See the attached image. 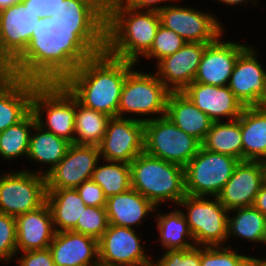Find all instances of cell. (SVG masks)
<instances>
[{
  "instance_id": "cell-1",
  "label": "cell",
  "mask_w": 266,
  "mask_h": 266,
  "mask_svg": "<svg viewBox=\"0 0 266 266\" xmlns=\"http://www.w3.org/2000/svg\"><path fill=\"white\" fill-rule=\"evenodd\" d=\"M135 66L97 43L70 48L53 75L81 105L117 117L124 80Z\"/></svg>"
},
{
  "instance_id": "cell-2",
  "label": "cell",
  "mask_w": 266,
  "mask_h": 266,
  "mask_svg": "<svg viewBox=\"0 0 266 266\" xmlns=\"http://www.w3.org/2000/svg\"><path fill=\"white\" fill-rule=\"evenodd\" d=\"M69 49L23 2L0 11V57L15 71L53 75Z\"/></svg>"
},
{
  "instance_id": "cell-3",
  "label": "cell",
  "mask_w": 266,
  "mask_h": 266,
  "mask_svg": "<svg viewBox=\"0 0 266 266\" xmlns=\"http://www.w3.org/2000/svg\"><path fill=\"white\" fill-rule=\"evenodd\" d=\"M161 24L157 11L136 10L122 0H106L98 16L97 43L111 56L139 65Z\"/></svg>"
},
{
  "instance_id": "cell-4",
  "label": "cell",
  "mask_w": 266,
  "mask_h": 266,
  "mask_svg": "<svg viewBox=\"0 0 266 266\" xmlns=\"http://www.w3.org/2000/svg\"><path fill=\"white\" fill-rule=\"evenodd\" d=\"M25 10L39 17L69 47L98 41V16L82 0H23Z\"/></svg>"
},
{
  "instance_id": "cell-5",
  "label": "cell",
  "mask_w": 266,
  "mask_h": 266,
  "mask_svg": "<svg viewBox=\"0 0 266 266\" xmlns=\"http://www.w3.org/2000/svg\"><path fill=\"white\" fill-rule=\"evenodd\" d=\"M130 168L131 188L156 207L168 203L173 208L186 196L183 166L143 152L130 163Z\"/></svg>"
},
{
  "instance_id": "cell-6",
  "label": "cell",
  "mask_w": 266,
  "mask_h": 266,
  "mask_svg": "<svg viewBox=\"0 0 266 266\" xmlns=\"http://www.w3.org/2000/svg\"><path fill=\"white\" fill-rule=\"evenodd\" d=\"M31 111L43 129L74 143L76 98L54 75H46L34 87Z\"/></svg>"
},
{
  "instance_id": "cell-7",
  "label": "cell",
  "mask_w": 266,
  "mask_h": 266,
  "mask_svg": "<svg viewBox=\"0 0 266 266\" xmlns=\"http://www.w3.org/2000/svg\"><path fill=\"white\" fill-rule=\"evenodd\" d=\"M137 67L136 65L124 80L117 117L145 123L166 115L167 99L171 91L155 72L147 73L140 66Z\"/></svg>"
},
{
  "instance_id": "cell-8",
  "label": "cell",
  "mask_w": 266,
  "mask_h": 266,
  "mask_svg": "<svg viewBox=\"0 0 266 266\" xmlns=\"http://www.w3.org/2000/svg\"><path fill=\"white\" fill-rule=\"evenodd\" d=\"M186 217L196 246H228L227 210L217 197L186 195L178 204Z\"/></svg>"
},
{
  "instance_id": "cell-9",
  "label": "cell",
  "mask_w": 266,
  "mask_h": 266,
  "mask_svg": "<svg viewBox=\"0 0 266 266\" xmlns=\"http://www.w3.org/2000/svg\"><path fill=\"white\" fill-rule=\"evenodd\" d=\"M239 160L225 154L199 148L184 167L186 195L217 197L228 182Z\"/></svg>"
},
{
  "instance_id": "cell-10",
  "label": "cell",
  "mask_w": 266,
  "mask_h": 266,
  "mask_svg": "<svg viewBox=\"0 0 266 266\" xmlns=\"http://www.w3.org/2000/svg\"><path fill=\"white\" fill-rule=\"evenodd\" d=\"M201 143L177 127L167 116L144 123V152L185 167Z\"/></svg>"
},
{
  "instance_id": "cell-11",
  "label": "cell",
  "mask_w": 266,
  "mask_h": 266,
  "mask_svg": "<svg viewBox=\"0 0 266 266\" xmlns=\"http://www.w3.org/2000/svg\"><path fill=\"white\" fill-rule=\"evenodd\" d=\"M0 173V213L17 217L46 201V177L26 170Z\"/></svg>"
},
{
  "instance_id": "cell-12",
  "label": "cell",
  "mask_w": 266,
  "mask_h": 266,
  "mask_svg": "<svg viewBox=\"0 0 266 266\" xmlns=\"http://www.w3.org/2000/svg\"><path fill=\"white\" fill-rule=\"evenodd\" d=\"M158 13L161 25L173 30L187 42L212 43L224 34L225 27L221 19L209 10L176 5L174 2Z\"/></svg>"
},
{
  "instance_id": "cell-13",
  "label": "cell",
  "mask_w": 266,
  "mask_h": 266,
  "mask_svg": "<svg viewBox=\"0 0 266 266\" xmlns=\"http://www.w3.org/2000/svg\"><path fill=\"white\" fill-rule=\"evenodd\" d=\"M136 229L109 224L98 239L100 266H152L153 257L147 254V240ZM144 244H143V242Z\"/></svg>"
},
{
  "instance_id": "cell-14",
  "label": "cell",
  "mask_w": 266,
  "mask_h": 266,
  "mask_svg": "<svg viewBox=\"0 0 266 266\" xmlns=\"http://www.w3.org/2000/svg\"><path fill=\"white\" fill-rule=\"evenodd\" d=\"M98 148L100 159L130 164L144 152V123L129 118L111 117Z\"/></svg>"
},
{
  "instance_id": "cell-15",
  "label": "cell",
  "mask_w": 266,
  "mask_h": 266,
  "mask_svg": "<svg viewBox=\"0 0 266 266\" xmlns=\"http://www.w3.org/2000/svg\"><path fill=\"white\" fill-rule=\"evenodd\" d=\"M250 44L237 58L228 87L244 107L260 106L266 97V69Z\"/></svg>"
},
{
  "instance_id": "cell-16",
  "label": "cell",
  "mask_w": 266,
  "mask_h": 266,
  "mask_svg": "<svg viewBox=\"0 0 266 266\" xmlns=\"http://www.w3.org/2000/svg\"><path fill=\"white\" fill-rule=\"evenodd\" d=\"M45 74L15 71L0 86V132L20 122L31 111L34 87Z\"/></svg>"
},
{
  "instance_id": "cell-17",
  "label": "cell",
  "mask_w": 266,
  "mask_h": 266,
  "mask_svg": "<svg viewBox=\"0 0 266 266\" xmlns=\"http://www.w3.org/2000/svg\"><path fill=\"white\" fill-rule=\"evenodd\" d=\"M99 160L97 146L72 143L64 158L45 176L46 190L78 187L91 179Z\"/></svg>"
},
{
  "instance_id": "cell-18",
  "label": "cell",
  "mask_w": 266,
  "mask_h": 266,
  "mask_svg": "<svg viewBox=\"0 0 266 266\" xmlns=\"http://www.w3.org/2000/svg\"><path fill=\"white\" fill-rule=\"evenodd\" d=\"M222 34L205 48L194 82L214 86H228L238 56L249 46L230 39L223 40Z\"/></svg>"
},
{
  "instance_id": "cell-19",
  "label": "cell",
  "mask_w": 266,
  "mask_h": 266,
  "mask_svg": "<svg viewBox=\"0 0 266 266\" xmlns=\"http://www.w3.org/2000/svg\"><path fill=\"white\" fill-rule=\"evenodd\" d=\"M208 44L186 42L177 52L160 60L154 72L171 92H182L193 82Z\"/></svg>"
},
{
  "instance_id": "cell-20",
  "label": "cell",
  "mask_w": 266,
  "mask_h": 266,
  "mask_svg": "<svg viewBox=\"0 0 266 266\" xmlns=\"http://www.w3.org/2000/svg\"><path fill=\"white\" fill-rule=\"evenodd\" d=\"M182 93L213 122L236 120L244 109V105L228 86H214L193 81Z\"/></svg>"
},
{
  "instance_id": "cell-21",
  "label": "cell",
  "mask_w": 266,
  "mask_h": 266,
  "mask_svg": "<svg viewBox=\"0 0 266 266\" xmlns=\"http://www.w3.org/2000/svg\"><path fill=\"white\" fill-rule=\"evenodd\" d=\"M263 182L260 161H239L217 198L227 210L253 206Z\"/></svg>"
},
{
  "instance_id": "cell-22",
  "label": "cell",
  "mask_w": 266,
  "mask_h": 266,
  "mask_svg": "<svg viewBox=\"0 0 266 266\" xmlns=\"http://www.w3.org/2000/svg\"><path fill=\"white\" fill-rule=\"evenodd\" d=\"M54 266H100L98 240L74 231L56 232L49 245Z\"/></svg>"
},
{
  "instance_id": "cell-23",
  "label": "cell",
  "mask_w": 266,
  "mask_h": 266,
  "mask_svg": "<svg viewBox=\"0 0 266 266\" xmlns=\"http://www.w3.org/2000/svg\"><path fill=\"white\" fill-rule=\"evenodd\" d=\"M15 221L17 253L49 248L56 231L46 201L37 209L15 217Z\"/></svg>"
},
{
  "instance_id": "cell-24",
  "label": "cell",
  "mask_w": 266,
  "mask_h": 266,
  "mask_svg": "<svg viewBox=\"0 0 266 266\" xmlns=\"http://www.w3.org/2000/svg\"><path fill=\"white\" fill-rule=\"evenodd\" d=\"M106 213L111 225L136 229L155 214L156 206L135 189L107 197ZM143 222V223H142Z\"/></svg>"
},
{
  "instance_id": "cell-25",
  "label": "cell",
  "mask_w": 266,
  "mask_h": 266,
  "mask_svg": "<svg viewBox=\"0 0 266 266\" xmlns=\"http://www.w3.org/2000/svg\"><path fill=\"white\" fill-rule=\"evenodd\" d=\"M70 145L69 141L56 136L35 123L30 136L26 160L29 159V161H32L31 163L35 162L38 165L40 163V167L35 170L28 168L23 170L46 176L64 158ZM45 166L48 169H42Z\"/></svg>"
},
{
  "instance_id": "cell-26",
  "label": "cell",
  "mask_w": 266,
  "mask_h": 266,
  "mask_svg": "<svg viewBox=\"0 0 266 266\" xmlns=\"http://www.w3.org/2000/svg\"><path fill=\"white\" fill-rule=\"evenodd\" d=\"M177 127L202 143L213 121L182 92H170L166 115Z\"/></svg>"
},
{
  "instance_id": "cell-27",
  "label": "cell",
  "mask_w": 266,
  "mask_h": 266,
  "mask_svg": "<svg viewBox=\"0 0 266 266\" xmlns=\"http://www.w3.org/2000/svg\"><path fill=\"white\" fill-rule=\"evenodd\" d=\"M242 161L266 157V111L260 106L244 107L241 112Z\"/></svg>"
},
{
  "instance_id": "cell-28",
  "label": "cell",
  "mask_w": 266,
  "mask_h": 266,
  "mask_svg": "<svg viewBox=\"0 0 266 266\" xmlns=\"http://www.w3.org/2000/svg\"><path fill=\"white\" fill-rule=\"evenodd\" d=\"M156 208L155 222L157 225L159 245L163 250L190 249L195 246L193 236L189 230L186 217L178 206L168 212H158ZM158 212V213H157ZM157 213V214H156Z\"/></svg>"
},
{
  "instance_id": "cell-29",
  "label": "cell",
  "mask_w": 266,
  "mask_h": 266,
  "mask_svg": "<svg viewBox=\"0 0 266 266\" xmlns=\"http://www.w3.org/2000/svg\"><path fill=\"white\" fill-rule=\"evenodd\" d=\"M46 202L56 232L71 231L86 209L76 188L46 190Z\"/></svg>"
},
{
  "instance_id": "cell-30",
  "label": "cell",
  "mask_w": 266,
  "mask_h": 266,
  "mask_svg": "<svg viewBox=\"0 0 266 266\" xmlns=\"http://www.w3.org/2000/svg\"><path fill=\"white\" fill-rule=\"evenodd\" d=\"M231 238L266 246V217L254 206L229 210L227 242Z\"/></svg>"
},
{
  "instance_id": "cell-31",
  "label": "cell",
  "mask_w": 266,
  "mask_h": 266,
  "mask_svg": "<svg viewBox=\"0 0 266 266\" xmlns=\"http://www.w3.org/2000/svg\"><path fill=\"white\" fill-rule=\"evenodd\" d=\"M201 146L242 161L241 115L236 120L213 122Z\"/></svg>"
},
{
  "instance_id": "cell-32",
  "label": "cell",
  "mask_w": 266,
  "mask_h": 266,
  "mask_svg": "<svg viewBox=\"0 0 266 266\" xmlns=\"http://www.w3.org/2000/svg\"><path fill=\"white\" fill-rule=\"evenodd\" d=\"M35 115L30 111L20 122L0 132V157L10 162L27 157Z\"/></svg>"
},
{
  "instance_id": "cell-33",
  "label": "cell",
  "mask_w": 266,
  "mask_h": 266,
  "mask_svg": "<svg viewBox=\"0 0 266 266\" xmlns=\"http://www.w3.org/2000/svg\"><path fill=\"white\" fill-rule=\"evenodd\" d=\"M111 117L81 105L76 100L74 143L99 146Z\"/></svg>"
},
{
  "instance_id": "cell-34",
  "label": "cell",
  "mask_w": 266,
  "mask_h": 266,
  "mask_svg": "<svg viewBox=\"0 0 266 266\" xmlns=\"http://www.w3.org/2000/svg\"><path fill=\"white\" fill-rule=\"evenodd\" d=\"M101 162L102 159L97 162L91 180L102 188L106 197L126 192L131 188L130 164L106 160Z\"/></svg>"
},
{
  "instance_id": "cell-35",
  "label": "cell",
  "mask_w": 266,
  "mask_h": 266,
  "mask_svg": "<svg viewBox=\"0 0 266 266\" xmlns=\"http://www.w3.org/2000/svg\"><path fill=\"white\" fill-rule=\"evenodd\" d=\"M238 250L233 246H201L200 266H244L251 255Z\"/></svg>"
},
{
  "instance_id": "cell-36",
  "label": "cell",
  "mask_w": 266,
  "mask_h": 266,
  "mask_svg": "<svg viewBox=\"0 0 266 266\" xmlns=\"http://www.w3.org/2000/svg\"><path fill=\"white\" fill-rule=\"evenodd\" d=\"M187 41L173 30L160 24L150 50L141 58L152 60L154 66L163 58L177 52Z\"/></svg>"
},
{
  "instance_id": "cell-37",
  "label": "cell",
  "mask_w": 266,
  "mask_h": 266,
  "mask_svg": "<svg viewBox=\"0 0 266 266\" xmlns=\"http://www.w3.org/2000/svg\"><path fill=\"white\" fill-rule=\"evenodd\" d=\"M109 223L105 207L86 206L76 226L71 230L99 239Z\"/></svg>"
},
{
  "instance_id": "cell-38",
  "label": "cell",
  "mask_w": 266,
  "mask_h": 266,
  "mask_svg": "<svg viewBox=\"0 0 266 266\" xmlns=\"http://www.w3.org/2000/svg\"><path fill=\"white\" fill-rule=\"evenodd\" d=\"M15 217L0 213V264H9L16 258Z\"/></svg>"
},
{
  "instance_id": "cell-39",
  "label": "cell",
  "mask_w": 266,
  "mask_h": 266,
  "mask_svg": "<svg viewBox=\"0 0 266 266\" xmlns=\"http://www.w3.org/2000/svg\"><path fill=\"white\" fill-rule=\"evenodd\" d=\"M201 246L190 249L166 250L152 261V266H200Z\"/></svg>"
},
{
  "instance_id": "cell-40",
  "label": "cell",
  "mask_w": 266,
  "mask_h": 266,
  "mask_svg": "<svg viewBox=\"0 0 266 266\" xmlns=\"http://www.w3.org/2000/svg\"><path fill=\"white\" fill-rule=\"evenodd\" d=\"M78 194L86 206L105 207L107 197L102 188L91 179L76 187Z\"/></svg>"
},
{
  "instance_id": "cell-41",
  "label": "cell",
  "mask_w": 266,
  "mask_h": 266,
  "mask_svg": "<svg viewBox=\"0 0 266 266\" xmlns=\"http://www.w3.org/2000/svg\"><path fill=\"white\" fill-rule=\"evenodd\" d=\"M16 256L15 262L18 264L17 266H54L53 257L49 248L16 253Z\"/></svg>"
},
{
  "instance_id": "cell-42",
  "label": "cell",
  "mask_w": 266,
  "mask_h": 266,
  "mask_svg": "<svg viewBox=\"0 0 266 266\" xmlns=\"http://www.w3.org/2000/svg\"><path fill=\"white\" fill-rule=\"evenodd\" d=\"M126 5L136 10L157 11L164 7L178 2L179 0H122ZM170 3H168V2ZM181 1V0H180ZM166 2V3H165ZM163 3V4H162Z\"/></svg>"
},
{
  "instance_id": "cell-43",
  "label": "cell",
  "mask_w": 266,
  "mask_h": 266,
  "mask_svg": "<svg viewBox=\"0 0 266 266\" xmlns=\"http://www.w3.org/2000/svg\"><path fill=\"white\" fill-rule=\"evenodd\" d=\"M253 206L266 217V181L263 182Z\"/></svg>"
},
{
  "instance_id": "cell-44",
  "label": "cell",
  "mask_w": 266,
  "mask_h": 266,
  "mask_svg": "<svg viewBox=\"0 0 266 266\" xmlns=\"http://www.w3.org/2000/svg\"><path fill=\"white\" fill-rule=\"evenodd\" d=\"M15 72V70L4 60L0 59V86Z\"/></svg>"
},
{
  "instance_id": "cell-45",
  "label": "cell",
  "mask_w": 266,
  "mask_h": 266,
  "mask_svg": "<svg viewBox=\"0 0 266 266\" xmlns=\"http://www.w3.org/2000/svg\"><path fill=\"white\" fill-rule=\"evenodd\" d=\"M97 16H99L105 7L106 0H82Z\"/></svg>"
},
{
  "instance_id": "cell-46",
  "label": "cell",
  "mask_w": 266,
  "mask_h": 266,
  "mask_svg": "<svg viewBox=\"0 0 266 266\" xmlns=\"http://www.w3.org/2000/svg\"><path fill=\"white\" fill-rule=\"evenodd\" d=\"M215 1H219V3L224 4V5H228V6H245L247 7L248 3L252 2V6H257L258 5V0H215ZM245 4V5H244Z\"/></svg>"
},
{
  "instance_id": "cell-47",
  "label": "cell",
  "mask_w": 266,
  "mask_h": 266,
  "mask_svg": "<svg viewBox=\"0 0 266 266\" xmlns=\"http://www.w3.org/2000/svg\"><path fill=\"white\" fill-rule=\"evenodd\" d=\"M244 266H266V257L250 256Z\"/></svg>"
},
{
  "instance_id": "cell-48",
  "label": "cell",
  "mask_w": 266,
  "mask_h": 266,
  "mask_svg": "<svg viewBox=\"0 0 266 266\" xmlns=\"http://www.w3.org/2000/svg\"><path fill=\"white\" fill-rule=\"evenodd\" d=\"M23 0H0V11L10 6L21 3Z\"/></svg>"
},
{
  "instance_id": "cell-49",
  "label": "cell",
  "mask_w": 266,
  "mask_h": 266,
  "mask_svg": "<svg viewBox=\"0 0 266 266\" xmlns=\"http://www.w3.org/2000/svg\"><path fill=\"white\" fill-rule=\"evenodd\" d=\"M260 162H261L262 167H263L264 181H266V157L263 158Z\"/></svg>"
}]
</instances>
